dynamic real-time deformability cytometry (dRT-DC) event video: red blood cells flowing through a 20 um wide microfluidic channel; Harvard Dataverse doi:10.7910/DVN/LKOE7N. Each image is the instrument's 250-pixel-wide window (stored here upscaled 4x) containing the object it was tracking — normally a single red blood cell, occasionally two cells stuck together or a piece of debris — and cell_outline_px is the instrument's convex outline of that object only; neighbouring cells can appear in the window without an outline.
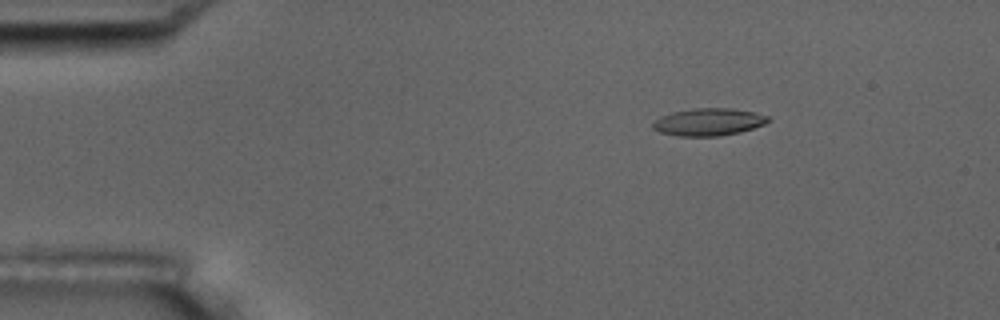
{"species": "common noctule bat (a hibernating species)", "species_latin": "Nyctalus noctula", "temperature_condition": "room temperature", "stored_images_in_passage": 13, "camera_frame_rate_fps": 3000, "um_per_image_px": 0.085, "animal": {"sex": "male", "body_mass_g": 17.5, "forearm_length_mm": 52.3}, "frame": {"image": 1, "passage_image": 3, "time_ms": 2.333, "image_size_px": [1000, 320], "cell_outline_px": [[772, 120], [764, 124], [740, 132], [720, 136], [680, 136], [660, 132], [652, 128], [652, 124], [660, 116], [672, 112], [692, 108], [732, 108], [756, 112], [768, 116]], "centroid_in_image_um": [60.25, 10.36], "position_along_channel_um": 24.8, "area_um2": 18.5}}
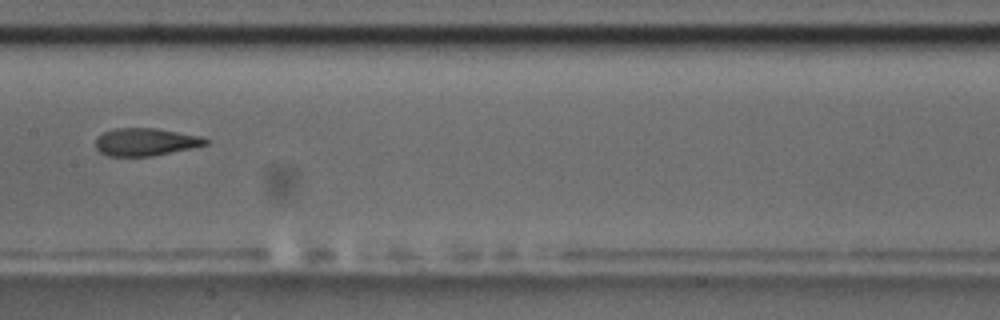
{"frame": {"image": 2, "passage_image": 8, "time_ms": 9.0, "image_size_px": [1000, 320], "cell_outline_px": [[208, 144], [192, 148], [152, 156], [108, 156], [100, 152], [96, 148], [96, 136], [104, 132], [116, 128], [156, 128], [204, 136], [208, 140]], "centroid_in_image_um": [12.39, 12.06], "position_along_channel_um": 195.0, "area_um2": 17.86}, "authors_computed_cell_mechanics": {"area_um2": 18.3226, "velocity_mm_per_s": 3.5996, "shape_relaxation_time_tau1_ms": 4.3595, "shape_relaxation_time_tau2_ms": 1.8905, "deformation_change_tau1": 0.1748, "deformation_change_tau2": 0.087}}